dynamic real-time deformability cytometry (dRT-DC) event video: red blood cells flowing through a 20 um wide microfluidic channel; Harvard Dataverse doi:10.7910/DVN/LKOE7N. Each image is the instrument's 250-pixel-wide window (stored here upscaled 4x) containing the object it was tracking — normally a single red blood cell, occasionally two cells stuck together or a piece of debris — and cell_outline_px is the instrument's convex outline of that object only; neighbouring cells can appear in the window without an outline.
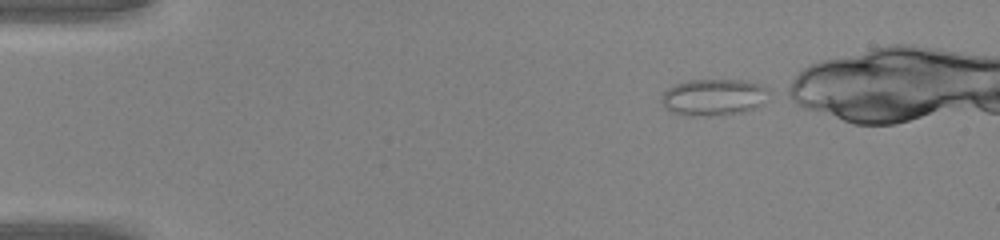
{"species": "common noctule bat (a hibernating species)", "species_latin": "Nyctalus noctula", "temperature_condition": "warm", "stored_images_in_passage": 37, "camera_frame_rate_fps": 3000, "um_per_image_px": 0.085, "animal": {"sex": "male", "body_mass_g": 20.0, "forearm_length_mm": 53.3}, "frame": {"image": 1, "passage_image": 1, "time_ms": 0.0, "image_size_px": [1000, 240], "cell_outline_px": [[772, 92], [756, 108], [744, 112], [712, 116], [676, 116], [668, 112], [664, 108], [660, 100], [660, 96], [668, 88], [676, 84], [688, 80], [744, 80], [764, 84], [772, 88]], "centroid_in_image_um": [60.66, 8.28], "position_along_channel_um": 24.3, "area_um2": 23.81}}
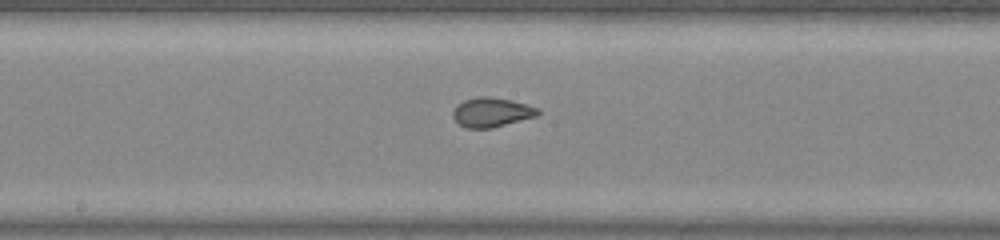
{"frame": {"image": 2, "passage_image": 19, "time_ms": 6.0, "image_size_px": [1000, 240], "cell_outline_px": [[540, 112], [536, 116], [492, 128], [464, 128], [452, 116], [452, 112], [456, 104], [464, 100], [480, 96], [488, 96], [512, 100], [540, 108]], "centroid_in_image_um": [41.78, 9.53], "position_along_channel_um": 206.4, "area_um2": 14.62}}
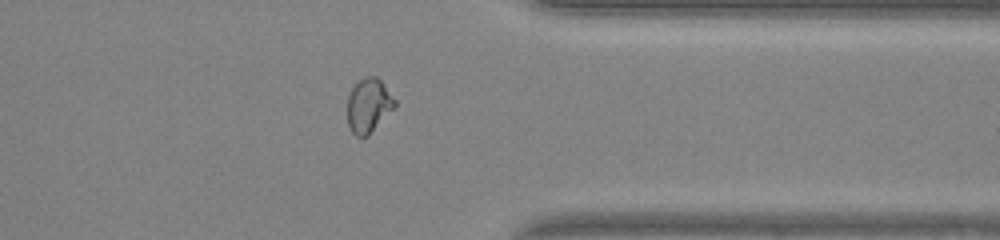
{"frame": {"image": 3, "passage_image": 31, "time_ms": 10.0, "image_size_px": [1000, 240], "cell_outline_px": [[396, 104], [368, 136], [356, 136], [352, 132], [348, 124], [348, 96], [356, 80], [364, 76], [376, 76], [384, 84], [396, 100]], "centroid_in_image_um": [31.31, 8.92], "position_along_channel_um": 380.1, "area_um2": 14.85}}